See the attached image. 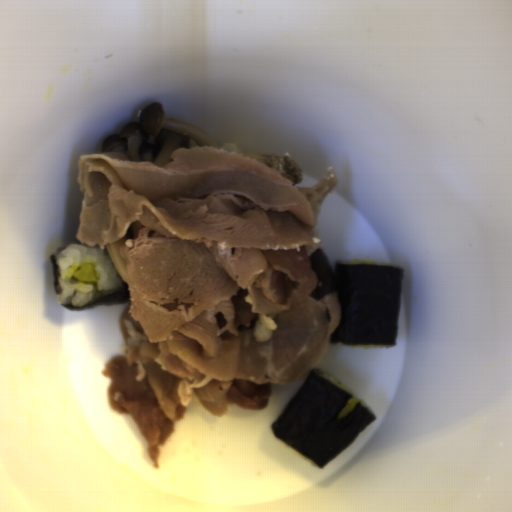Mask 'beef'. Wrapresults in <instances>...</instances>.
Wrapping results in <instances>:
<instances>
[{
	"instance_id": "33117281",
	"label": "beef",
	"mask_w": 512,
	"mask_h": 512,
	"mask_svg": "<svg viewBox=\"0 0 512 512\" xmlns=\"http://www.w3.org/2000/svg\"><path fill=\"white\" fill-rule=\"evenodd\" d=\"M171 162L80 155L75 238L120 247L130 297L122 353L101 373L110 409L130 415L153 468L191 402L215 417L264 410L272 384L308 377L341 318L338 291L319 301L311 255L318 217L338 183L328 166L297 187L235 143L180 147Z\"/></svg>"
}]
</instances>
